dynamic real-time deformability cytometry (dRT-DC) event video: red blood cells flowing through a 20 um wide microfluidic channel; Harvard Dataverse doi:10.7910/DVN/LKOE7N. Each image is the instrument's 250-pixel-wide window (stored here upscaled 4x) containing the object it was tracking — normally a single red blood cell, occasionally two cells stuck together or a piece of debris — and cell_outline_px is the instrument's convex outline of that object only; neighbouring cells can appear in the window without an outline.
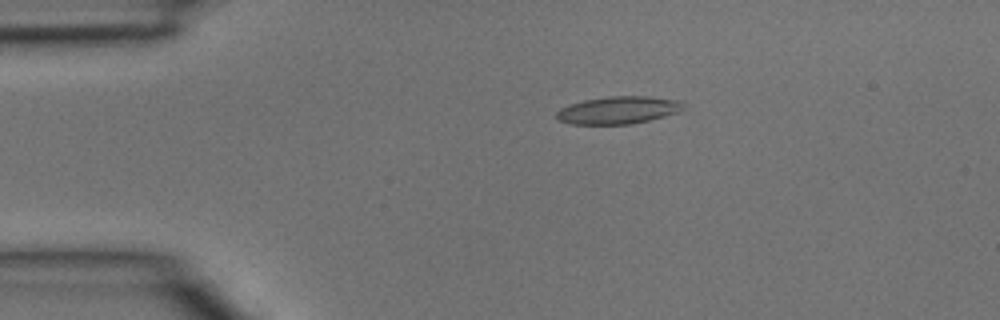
{"species": "common noctule bat (a hibernating species)", "species_latin": "Nyctalus noctula", "temperature_condition": "room temperature", "stored_images_in_passage": 3, "camera_frame_rate_fps": 3000, "um_per_image_px": 0.085, "animal": {"sex": "male", "body_mass_g": 15.6}, "frame": {"image": 1, "passage_image": 2, "time_ms": 0.333, "image_size_px": [1000, 320], "cell_outline_px": [[688, 108], [680, 112], [632, 124], [572, 124], [556, 120], [556, 112], [560, 108], [584, 100], [608, 96], [648, 96], [680, 100]], "centroid_in_image_um": [52.6, 9.36], "position_along_channel_um": 32.4, "area_um2": 20.52}}